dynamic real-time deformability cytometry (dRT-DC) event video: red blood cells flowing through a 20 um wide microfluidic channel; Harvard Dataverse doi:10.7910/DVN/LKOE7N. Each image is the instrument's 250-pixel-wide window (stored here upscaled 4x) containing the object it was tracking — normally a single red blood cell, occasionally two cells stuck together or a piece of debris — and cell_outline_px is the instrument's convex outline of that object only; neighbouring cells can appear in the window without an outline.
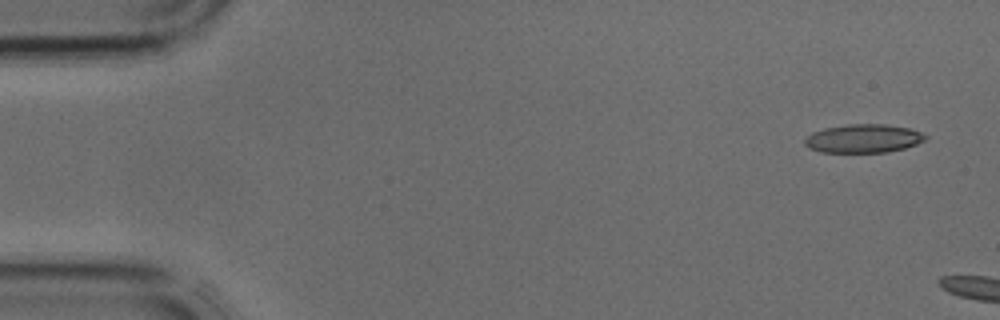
{"species": "common noctule bat (a hibernating species)", "species_latin": "Nyctalus noctula", "temperature_condition": "cold", "stored_images_in_passage": 2, "camera_frame_rate_fps": 3000, "um_per_image_px": 0.085, "animal": {"sex": "male", "body_mass_g": 17.9, "forearm_length_mm": 54.2}, "frame": {"image": 1, "passage_image": 1, "time_ms": 0.0, "image_size_px": [1000, 320], "cell_outline_px": [[928, 136], [924, 140], [916, 144], [904, 148], [888, 152], [820, 152], [808, 148], [804, 144], [804, 140], [812, 132], [824, 128], [848, 124], [884, 124], [908, 128], [920, 132]], "centroid_in_image_um": [73.36, 11.77], "position_along_channel_um": 11.6, "area_um2": 20.0}}